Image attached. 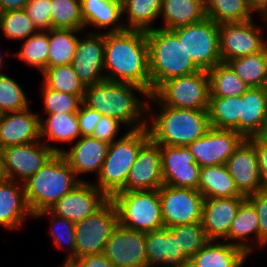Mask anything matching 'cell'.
I'll use <instances>...</instances> for the list:
<instances>
[{
	"label": "cell",
	"mask_w": 267,
	"mask_h": 267,
	"mask_svg": "<svg viewBox=\"0 0 267 267\" xmlns=\"http://www.w3.org/2000/svg\"><path fill=\"white\" fill-rule=\"evenodd\" d=\"M111 200L120 226L144 233L164 228L159 189L121 191Z\"/></svg>",
	"instance_id": "52a82bcc"
},
{
	"label": "cell",
	"mask_w": 267,
	"mask_h": 267,
	"mask_svg": "<svg viewBox=\"0 0 267 267\" xmlns=\"http://www.w3.org/2000/svg\"><path fill=\"white\" fill-rule=\"evenodd\" d=\"M261 17H262V20H264V25H265V28H266L264 30H265V33H266V31H267V17H265V16H261Z\"/></svg>",
	"instance_id": "94428289"
},
{
	"label": "cell",
	"mask_w": 267,
	"mask_h": 267,
	"mask_svg": "<svg viewBox=\"0 0 267 267\" xmlns=\"http://www.w3.org/2000/svg\"><path fill=\"white\" fill-rule=\"evenodd\" d=\"M29 105V99L20 84L0 71V114L21 111Z\"/></svg>",
	"instance_id": "ee69618b"
},
{
	"label": "cell",
	"mask_w": 267,
	"mask_h": 267,
	"mask_svg": "<svg viewBox=\"0 0 267 267\" xmlns=\"http://www.w3.org/2000/svg\"><path fill=\"white\" fill-rule=\"evenodd\" d=\"M159 196L164 227L201 222L204 197L199 190L164 184Z\"/></svg>",
	"instance_id": "7c38bea8"
},
{
	"label": "cell",
	"mask_w": 267,
	"mask_h": 267,
	"mask_svg": "<svg viewBox=\"0 0 267 267\" xmlns=\"http://www.w3.org/2000/svg\"><path fill=\"white\" fill-rule=\"evenodd\" d=\"M258 214L259 246L267 245V191H260L246 197Z\"/></svg>",
	"instance_id": "c3c4849f"
},
{
	"label": "cell",
	"mask_w": 267,
	"mask_h": 267,
	"mask_svg": "<svg viewBox=\"0 0 267 267\" xmlns=\"http://www.w3.org/2000/svg\"><path fill=\"white\" fill-rule=\"evenodd\" d=\"M82 180L61 153H55L36 174L23 182L26 202L33 216L51 208Z\"/></svg>",
	"instance_id": "277c9868"
},
{
	"label": "cell",
	"mask_w": 267,
	"mask_h": 267,
	"mask_svg": "<svg viewBox=\"0 0 267 267\" xmlns=\"http://www.w3.org/2000/svg\"><path fill=\"white\" fill-rule=\"evenodd\" d=\"M64 150L41 140L0 149L5 175L9 180L23 183L36 174L55 153Z\"/></svg>",
	"instance_id": "8fae6325"
},
{
	"label": "cell",
	"mask_w": 267,
	"mask_h": 267,
	"mask_svg": "<svg viewBox=\"0 0 267 267\" xmlns=\"http://www.w3.org/2000/svg\"><path fill=\"white\" fill-rule=\"evenodd\" d=\"M183 43L184 49L193 63L204 71H209L221 63L219 24L210 18L171 30Z\"/></svg>",
	"instance_id": "ba28073f"
},
{
	"label": "cell",
	"mask_w": 267,
	"mask_h": 267,
	"mask_svg": "<svg viewBox=\"0 0 267 267\" xmlns=\"http://www.w3.org/2000/svg\"><path fill=\"white\" fill-rule=\"evenodd\" d=\"M0 31L10 40H26L37 29L24 9L0 13Z\"/></svg>",
	"instance_id": "7bdbcfd3"
},
{
	"label": "cell",
	"mask_w": 267,
	"mask_h": 267,
	"mask_svg": "<svg viewBox=\"0 0 267 267\" xmlns=\"http://www.w3.org/2000/svg\"><path fill=\"white\" fill-rule=\"evenodd\" d=\"M101 117L102 114L100 112L89 108L82 102L77 112L81 137L92 136L94 128Z\"/></svg>",
	"instance_id": "f907efd6"
},
{
	"label": "cell",
	"mask_w": 267,
	"mask_h": 267,
	"mask_svg": "<svg viewBox=\"0 0 267 267\" xmlns=\"http://www.w3.org/2000/svg\"><path fill=\"white\" fill-rule=\"evenodd\" d=\"M67 263H69L72 267H114L104 253L85 255L80 258L70 260Z\"/></svg>",
	"instance_id": "f5cc1de1"
},
{
	"label": "cell",
	"mask_w": 267,
	"mask_h": 267,
	"mask_svg": "<svg viewBox=\"0 0 267 267\" xmlns=\"http://www.w3.org/2000/svg\"><path fill=\"white\" fill-rule=\"evenodd\" d=\"M116 1L119 2L122 5L127 0H116Z\"/></svg>",
	"instance_id": "e7e4bbea"
},
{
	"label": "cell",
	"mask_w": 267,
	"mask_h": 267,
	"mask_svg": "<svg viewBox=\"0 0 267 267\" xmlns=\"http://www.w3.org/2000/svg\"><path fill=\"white\" fill-rule=\"evenodd\" d=\"M169 229L178 237L179 248H182L189 259L210 241L201 222L177 225Z\"/></svg>",
	"instance_id": "f6af8a7d"
},
{
	"label": "cell",
	"mask_w": 267,
	"mask_h": 267,
	"mask_svg": "<svg viewBox=\"0 0 267 267\" xmlns=\"http://www.w3.org/2000/svg\"><path fill=\"white\" fill-rule=\"evenodd\" d=\"M162 0H127L122 4L126 29L148 31L154 29L153 23L160 18Z\"/></svg>",
	"instance_id": "e575fe53"
},
{
	"label": "cell",
	"mask_w": 267,
	"mask_h": 267,
	"mask_svg": "<svg viewBox=\"0 0 267 267\" xmlns=\"http://www.w3.org/2000/svg\"><path fill=\"white\" fill-rule=\"evenodd\" d=\"M109 198L89 181H81L48 210L74 223L99 210Z\"/></svg>",
	"instance_id": "2e32d148"
},
{
	"label": "cell",
	"mask_w": 267,
	"mask_h": 267,
	"mask_svg": "<svg viewBox=\"0 0 267 267\" xmlns=\"http://www.w3.org/2000/svg\"><path fill=\"white\" fill-rule=\"evenodd\" d=\"M30 0H0V13L22 10Z\"/></svg>",
	"instance_id": "db71d44e"
},
{
	"label": "cell",
	"mask_w": 267,
	"mask_h": 267,
	"mask_svg": "<svg viewBox=\"0 0 267 267\" xmlns=\"http://www.w3.org/2000/svg\"><path fill=\"white\" fill-rule=\"evenodd\" d=\"M109 144L92 136L80 137L72 147L61 154L70 164L76 177L95 172L99 175L102 164L108 153Z\"/></svg>",
	"instance_id": "cb8c5ba5"
},
{
	"label": "cell",
	"mask_w": 267,
	"mask_h": 267,
	"mask_svg": "<svg viewBox=\"0 0 267 267\" xmlns=\"http://www.w3.org/2000/svg\"><path fill=\"white\" fill-rule=\"evenodd\" d=\"M249 88L267 87V47L256 54L226 62Z\"/></svg>",
	"instance_id": "d6a6232c"
},
{
	"label": "cell",
	"mask_w": 267,
	"mask_h": 267,
	"mask_svg": "<svg viewBox=\"0 0 267 267\" xmlns=\"http://www.w3.org/2000/svg\"><path fill=\"white\" fill-rule=\"evenodd\" d=\"M44 216H50L51 230L50 235L53 238V242L59 249H65L69 251L64 262H69L75 259V223L67 220L66 218L52 214L49 210L41 211L33 216V218H41Z\"/></svg>",
	"instance_id": "60d3db41"
},
{
	"label": "cell",
	"mask_w": 267,
	"mask_h": 267,
	"mask_svg": "<svg viewBox=\"0 0 267 267\" xmlns=\"http://www.w3.org/2000/svg\"><path fill=\"white\" fill-rule=\"evenodd\" d=\"M84 28L93 26L100 33L99 29H106V32H121L126 30L123 18L122 5L116 0H80ZM122 17V18H121Z\"/></svg>",
	"instance_id": "4316f807"
},
{
	"label": "cell",
	"mask_w": 267,
	"mask_h": 267,
	"mask_svg": "<svg viewBox=\"0 0 267 267\" xmlns=\"http://www.w3.org/2000/svg\"><path fill=\"white\" fill-rule=\"evenodd\" d=\"M146 36L151 94L167 80L200 71L186 53L183 43L171 30L157 27L146 31Z\"/></svg>",
	"instance_id": "5b68a950"
},
{
	"label": "cell",
	"mask_w": 267,
	"mask_h": 267,
	"mask_svg": "<svg viewBox=\"0 0 267 267\" xmlns=\"http://www.w3.org/2000/svg\"><path fill=\"white\" fill-rule=\"evenodd\" d=\"M75 29L52 28L48 30V67L72 64L75 55L78 33Z\"/></svg>",
	"instance_id": "d590c367"
},
{
	"label": "cell",
	"mask_w": 267,
	"mask_h": 267,
	"mask_svg": "<svg viewBox=\"0 0 267 267\" xmlns=\"http://www.w3.org/2000/svg\"><path fill=\"white\" fill-rule=\"evenodd\" d=\"M51 26L60 29H84L80 0H51Z\"/></svg>",
	"instance_id": "b9f144b4"
},
{
	"label": "cell",
	"mask_w": 267,
	"mask_h": 267,
	"mask_svg": "<svg viewBox=\"0 0 267 267\" xmlns=\"http://www.w3.org/2000/svg\"><path fill=\"white\" fill-rule=\"evenodd\" d=\"M241 95L234 97H209L210 126L216 129L235 130L239 133Z\"/></svg>",
	"instance_id": "836d02e7"
},
{
	"label": "cell",
	"mask_w": 267,
	"mask_h": 267,
	"mask_svg": "<svg viewBox=\"0 0 267 267\" xmlns=\"http://www.w3.org/2000/svg\"><path fill=\"white\" fill-rule=\"evenodd\" d=\"M7 179L5 172H4V165H3V158L2 153L0 151V182H3Z\"/></svg>",
	"instance_id": "9f6ffc18"
},
{
	"label": "cell",
	"mask_w": 267,
	"mask_h": 267,
	"mask_svg": "<svg viewBox=\"0 0 267 267\" xmlns=\"http://www.w3.org/2000/svg\"><path fill=\"white\" fill-rule=\"evenodd\" d=\"M249 254H247L238 264H236L234 267H242L246 259L248 258Z\"/></svg>",
	"instance_id": "680465c9"
},
{
	"label": "cell",
	"mask_w": 267,
	"mask_h": 267,
	"mask_svg": "<svg viewBox=\"0 0 267 267\" xmlns=\"http://www.w3.org/2000/svg\"><path fill=\"white\" fill-rule=\"evenodd\" d=\"M133 267H149L147 264L139 265V266H133Z\"/></svg>",
	"instance_id": "be15d7a7"
},
{
	"label": "cell",
	"mask_w": 267,
	"mask_h": 267,
	"mask_svg": "<svg viewBox=\"0 0 267 267\" xmlns=\"http://www.w3.org/2000/svg\"><path fill=\"white\" fill-rule=\"evenodd\" d=\"M264 27H257L253 18L245 22L219 24L220 56L222 62L259 53L267 47Z\"/></svg>",
	"instance_id": "4fadbf2b"
},
{
	"label": "cell",
	"mask_w": 267,
	"mask_h": 267,
	"mask_svg": "<svg viewBox=\"0 0 267 267\" xmlns=\"http://www.w3.org/2000/svg\"><path fill=\"white\" fill-rule=\"evenodd\" d=\"M145 249L149 267H186L189 263L178 237L166 227L146 233Z\"/></svg>",
	"instance_id": "603a6c76"
},
{
	"label": "cell",
	"mask_w": 267,
	"mask_h": 267,
	"mask_svg": "<svg viewBox=\"0 0 267 267\" xmlns=\"http://www.w3.org/2000/svg\"><path fill=\"white\" fill-rule=\"evenodd\" d=\"M149 100L157 104L158 114ZM147 115L151 116L146 126L150 139L159 145L188 146L211 128L208 111L164 106L153 94L148 99Z\"/></svg>",
	"instance_id": "3957f363"
},
{
	"label": "cell",
	"mask_w": 267,
	"mask_h": 267,
	"mask_svg": "<svg viewBox=\"0 0 267 267\" xmlns=\"http://www.w3.org/2000/svg\"><path fill=\"white\" fill-rule=\"evenodd\" d=\"M61 267H72L69 263L64 262L63 265Z\"/></svg>",
	"instance_id": "6125c7cd"
},
{
	"label": "cell",
	"mask_w": 267,
	"mask_h": 267,
	"mask_svg": "<svg viewBox=\"0 0 267 267\" xmlns=\"http://www.w3.org/2000/svg\"><path fill=\"white\" fill-rule=\"evenodd\" d=\"M162 185L160 145L149 139L129 171L125 191L158 190Z\"/></svg>",
	"instance_id": "d6986e66"
},
{
	"label": "cell",
	"mask_w": 267,
	"mask_h": 267,
	"mask_svg": "<svg viewBox=\"0 0 267 267\" xmlns=\"http://www.w3.org/2000/svg\"><path fill=\"white\" fill-rule=\"evenodd\" d=\"M49 40L48 31H37L28 39L23 40L20 51L9 54L26 63V66L36 67L43 72L48 67Z\"/></svg>",
	"instance_id": "ab89813d"
},
{
	"label": "cell",
	"mask_w": 267,
	"mask_h": 267,
	"mask_svg": "<svg viewBox=\"0 0 267 267\" xmlns=\"http://www.w3.org/2000/svg\"><path fill=\"white\" fill-rule=\"evenodd\" d=\"M249 7L254 14L267 17V0H247Z\"/></svg>",
	"instance_id": "11a10c76"
},
{
	"label": "cell",
	"mask_w": 267,
	"mask_h": 267,
	"mask_svg": "<svg viewBox=\"0 0 267 267\" xmlns=\"http://www.w3.org/2000/svg\"><path fill=\"white\" fill-rule=\"evenodd\" d=\"M207 74L210 97H234L243 95L249 89L227 63L217 64Z\"/></svg>",
	"instance_id": "8d00e7d4"
},
{
	"label": "cell",
	"mask_w": 267,
	"mask_h": 267,
	"mask_svg": "<svg viewBox=\"0 0 267 267\" xmlns=\"http://www.w3.org/2000/svg\"><path fill=\"white\" fill-rule=\"evenodd\" d=\"M248 140L255 146L262 191H267V144L259 137L249 138Z\"/></svg>",
	"instance_id": "816d5d0a"
},
{
	"label": "cell",
	"mask_w": 267,
	"mask_h": 267,
	"mask_svg": "<svg viewBox=\"0 0 267 267\" xmlns=\"http://www.w3.org/2000/svg\"><path fill=\"white\" fill-rule=\"evenodd\" d=\"M134 91L149 99L150 94L141 86L104 79L85 88L83 103L102 116L117 119L128 130L142 129L149 120L148 100L143 101Z\"/></svg>",
	"instance_id": "7a4b0ae2"
},
{
	"label": "cell",
	"mask_w": 267,
	"mask_h": 267,
	"mask_svg": "<svg viewBox=\"0 0 267 267\" xmlns=\"http://www.w3.org/2000/svg\"><path fill=\"white\" fill-rule=\"evenodd\" d=\"M146 233L130 230L119 224L113 229L103 253L114 267L147 264Z\"/></svg>",
	"instance_id": "ac0fdd59"
},
{
	"label": "cell",
	"mask_w": 267,
	"mask_h": 267,
	"mask_svg": "<svg viewBox=\"0 0 267 267\" xmlns=\"http://www.w3.org/2000/svg\"><path fill=\"white\" fill-rule=\"evenodd\" d=\"M104 43L105 79L136 84L151 95L146 31L126 29L121 32H104Z\"/></svg>",
	"instance_id": "6da1fadb"
},
{
	"label": "cell",
	"mask_w": 267,
	"mask_h": 267,
	"mask_svg": "<svg viewBox=\"0 0 267 267\" xmlns=\"http://www.w3.org/2000/svg\"><path fill=\"white\" fill-rule=\"evenodd\" d=\"M245 196L204 199L202 227L210 240L225 239Z\"/></svg>",
	"instance_id": "7402d4cb"
},
{
	"label": "cell",
	"mask_w": 267,
	"mask_h": 267,
	"mask_svg": "<svg viewBox=\"0 0 267 267\" xmlns=\"http://www.w3.org/2000/svg\"><path fill=\"white\" fill-rule=\"evenodd\" d=\"M105 43L104 32H87L78 39L72 66L85 87L105 79L104 76Z\"/></svg>",
	"instance_id": "e0dca14e"
},
{
	"label": "cell",
	"mask_w": 267,
	"mask_h": 267,
	"mask_svg": "<svg viewBox=\"0 0 267 267\" xmlns=\"http://www.w3.org/2000/svg\"><path fill=\"white\" fill-rule=\"evenodd\" d=\"M210 240L193 257L189 267H234L247 254L226 241Z\"/></svg>",
	"instance_id": "f546056e"
},
{
	"label": "cell",
	"mask_w": 267,
	"mask_h": 267,
	"mask_svg": "<svg viewBox=\"0 0 267 267\" xmlns=\"http://www.w3.org/2000/svg\"><path fill=\"white\" fill-rule=\"evenodd\" d=\"M153 95L164 106L208 111L210 88L207 71L167 80Z\"/></svg>",
	"instance_id": "9c48e42d"
},
{
	"label": "cell",
	"mask_w": 267,
	"mask_h": 267,
	"mask_svg": "<svg viewBox=\"0 0 267 267\" xmlns=\"http://www.w3.org/2000/svg\"><path fill=\"white\" fill-rule=\"evenodd\" d=\"M81 137L77 113L46 114L40 117V138L55 142L74 143Z\"/></svg>",
	"instance_id": "1f68e13d"
},
{
	"label": "cell",
	"mask_w": 267,
	"mask_h": 267,
	"mask_svg": "<svg viewBox=\"0 0 267 267\" xmlns=\"http://www.w3.org/2000/svg\"><path fill=\"white\" fill-rule=\"evenodd\" d=\"M267 124V87L249 88L241 95L239 134L244 139L259 137Z\"/></svg>",
	"instance_id": "d4e9b609"
},
{
	"label": "cell",
	"mask_w": 267,
	"mask_h": 267,
	"mask_svg": "<svg viewBox=\"0 0 267 267\" xmlns=\"http://www.w3.org/2000/svg\"><path fill=\"white\" fill-rule=\"evenodd\" d=\"M163 183L198 190L201 167L187 146L160 145Z\"/></svg>",
	"instance_id": "5bb4252c"
},
{
	"label": "cell",
	"mask_w": 267,
	"mask_h": 267,
	"mask_svg": "<svg viewBox=\"0 0 267 267\" xmlns=\"http://www.w3.org/2000/svg\"><path fill=\"white\" fill-rule=\"evenodd\" d=\"M121 126L123 127V124L117 119L102 116L94 128L92 137L111 144L114 140L122 137H116Z\"/></svg>",
	"instance_id": "681fc988"
},
{
	"label": "cell",
	"mask_w": 267,
	"mask_h": 267,
	"mask_svg": "<svg viewBox=\"0 0 267 267\" xmlns=\"http://www.w3.org/2000/svg\"><path fill=\"white\" fill-rule=\"evenodd\" d=\"M259 138L265 143L267 144V124L264 127V130L262 132V134L259 136Z\"/></svg>",
	"instance_id": "6f0895ef"
},
{
	"label": "cell",
	"mask_w": 267,
	"mask_h": 267,
	"mask_svg": "<svg viewBox=\"0 0 267 267\" xmlns=\"http://www.w3.org/2000/svg\"><path fill=\"white\" fill-rule=\"evenodd\" d=\"M30 107L0 114V149L38 142L40 138V114Z\"/></svg>",
	"instance_id": "ffe728a7"
},
{
	"label": "cell",
	"mask_w": 267,
	"mask_h": 267,
	"mask_svg": "<svg viewBox=\"0 0 267 267\" xmlns=\"http://www.w3.org/2000/svg\"><path fill=\"white\" fill-rule=\"evenodd\" d=\"M47 88L78 96L82 101L85 86L79 80L72 64L47 67L42 73Z\"/></svg>",
	"instance_id": "f35d334b"
},
{
	"label": "cell",
	"mask_w": 267,
	"mask_h": 267,
	"mask_svg": "<svg viewBox=\"0 0 267 267\" xmlns=\"http://www.w3.org/2000/svg\"><path fill=\"white\" fill-rule=\"evenodd\" d=\"M117 225L118 213L111 199L94 214L76 222L75 258L103 253L105 245Z\"/></svg>",
	"instance_id": "30bf717a"
},
{
	"label": "cell",
	"mask_w": 267,
	"mask_h": 267,
	"mask_svg": "<svg viewBox=\"0 0 267 267\" xmlns=\"http://www.w3.org/2000/svg\"><path fill=\"white\" fill-rule=\"evenodd\" d=\"M28 216L33 218L26 202L23 183L9 179L0 182V226L17 230Z\"/></svg>",
	"instance_id": "484cf974"
},
{
	"label": "cell",
	"mask_w": 267,
	"mask_h": 267,
	"mask_svg": "<svg viewBox=\"0 0 267 267\" xmlns=\"http://www.w3.org/2000/svg\"><path fill=\"white\" fill-rule=\"evenodd\" d=\"M258 214L253 204L246 198L239 206L236 216L231 224L229 234L225 240L231 245L239 247L246 254L251 255L254 246L248 242L252 236L259 246Z\"/></svg>",
	"instance_id": "83f0119b"
},
{
	"label": "cell",
	"mask_w": 267,
	"mask_h": 267,
	"mask_svg": "<svg viewBox=\"0 0 267 267\" xmlns=\"http://www.w3.org/2000/svg\"><path fill=\"white\" fill-rule=\"evenodd\" d=\"M198 190L204 199L244 196L238 191L226 164L202 167Z\"/></svg>",
	"instance_id": "4dcf8cb0"
},
{
	"label": "cell",
	"mask_w": 267,
	"mask_h": 267,
	"mask_svg": "<svg viewBox=\"0 0 267 267\" xmlns=\"http://www.w3.org/2000/svg\"><path fill=\"white\" fill-rule=\"evenodd\" d=\"M205 11L217 24L245 22L252 19L254 13L247 0H206Z\"/></svg>",
	"instance_id": "74e56055"
},
{
	"label": "cell",
	"mask_w": 267,
	"mask_h": 267,
	"mask_svg": "<svg viewBox=\"0 0 267 267\" xmlns=\"http://www.w3.org/2000/svg\"><path fill=\"white\" fill-rule=\"evenodd\" d=\"M2 52H0V71L2 68H4V58H3V55L1 54Z\"/></svg>",
	"instance_id": "91938a15"
},
{
	"label": "cell",
	"mask_w": 267,
	"mask_h": 267,
	"mask_svg": "<svg viewBox=\"0 0 267 267\" xmlns=\"http://www.w3.org/2000/svg\"><path fill=\"white\" fill-rule=\"evenodd\" d=\"M226 165L242 195L247 197L262 191L255 146L248 139L235 149Z\"/></svg>",
	"instance_id": "44dd1931"
},
{
	"label": "cell",
	"mask_w": 267,
	"mask_h": 267,
	"mask_svg": "<svg viewBox=\"0 0 267 267\" xmlns=\"http://www.w3.org/2000/svg\"><path fill=\"white\" fill-rule=\"evenodd\" d=\"M150 139L147 127L128 130L123 136L109 144L108 153L102 164L97 186L109 199L125 191L126 180L140 148Z\"/></svg>",
	"instance_id": "8992f818"
},
{
	"label": "cell",
	"mask_w": 267,
	"mask_h": 267,
	"mask_svg": "<svg viewBox=\"0 0 267 267\" xmlns=\"http://www.w3.org/2000/svg\"><path fill=\"white\" fill-rule=\"evenodd\" d=\"M160 16L166 30L203 21L206 16L203 0H162Z\"/></svg>",
	"instance_id": "f1b7e54d"
},
{
	"label": "cell",
	"mask_w": 267,
	"mask_h": 267,
	"mask_svg": "<svg viewBox=\"0 0 267 267\" xmlns=\"http://www.w3.org/2000/svg\"><path fill=\"white\" fill-rule=\"evenodd\" d=\"M44 114L77 113L83 102L78 96L42 87Z\"/></svg>",
	"instance_id": "bcb514c9"
},
{
	"label": "cell",
	"mask_w": 267,
	"mask_h": 267,
	"mask_svg": "<svg viewBox=\"0 0 267 267\" xmlns=\"http://www.w3.org/2000/svg\"><path fill=\"white\" fill-rule=\"evenodd\" d=\"M51 0H30L24 8L37 31H48L51 26Z\"/></svg>",
	"instance_id": "7dc6e473"
},
{
	"label": "cell",
	"mask_w": 267,
	"mask_h": 267,
	"mask_svg": "<svg viewBox=\"0 0 267 267\" xmlns=\"http://www.w3.org/2000/svg\"><path fill=\"white\" fill-rule=\"evenodd\" d=\"M244 138L235 130L210 128L208 132L187 147L202 168L226 164Z\"/></svg>",
	"instance_id": "9a60e30c"
}]
</instances>
